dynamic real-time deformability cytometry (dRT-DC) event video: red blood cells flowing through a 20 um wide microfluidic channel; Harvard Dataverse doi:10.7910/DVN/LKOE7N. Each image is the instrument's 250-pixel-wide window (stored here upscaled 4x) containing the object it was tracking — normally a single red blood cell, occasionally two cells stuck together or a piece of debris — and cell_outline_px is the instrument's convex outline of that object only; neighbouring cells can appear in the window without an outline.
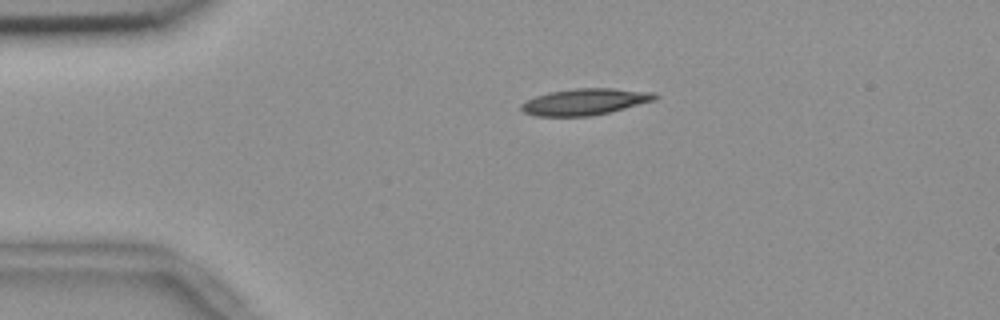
{"species": "common noctule bat (a hibernating species)", "species_latin": "Nyctalus noctula", "temperature_condition": "room temperature", "stored_images_in_passage": 44, "camera_frame_rate_fps": 3000, "um_per_image_px": 0.085, "animal": {"sex": "female", "body_mass_g": 18.4}, "frame": {"image": 1, "passage_image": 1, "time_ms": 0.0, "image_size_px": [1000, 320], "cell_outline_px": [[660, 96], [652, 100], [624, 108], [592, 116], [536, 116], [524, 112], [520, 108], [520, 104], [536, 96], [548, 92], [576, 88], [612, 88], [652, 92]], "centroid_in_image_um": [49.68, 8.65], "position_along_channel_um": 35.3, "area_um2": 20.35}}
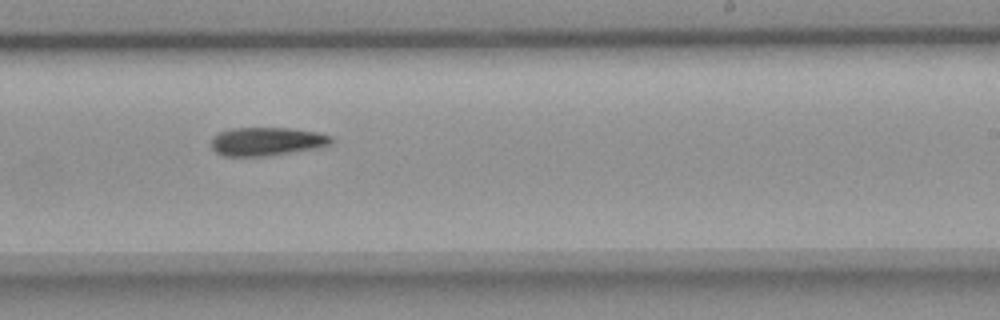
{"frame": {"image": 2, "passage_image": 23, "time_ms": 7.333, "image_size_px": [1000, 320], "cell_outline_px": [[332, 144], [312, 148], [268, 156], [220, 156], [208, 144], [212, 136], [220, 132], [232, 128], [288, 128], [316, 132], [332, 136]], "centroid_in_image_um": [22.58, 12.02], "position_along_channel_um": 266.4, "area_um2": 19.88}}
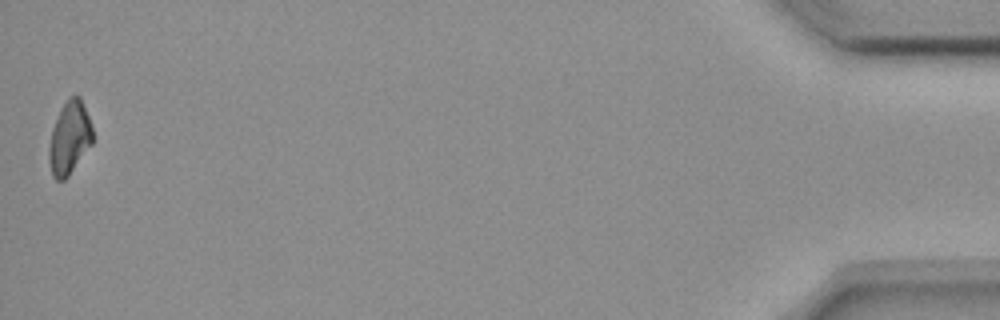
{"frame": {"image": 3, "passage_image": 44, "time_ms": 14.333, "image_size_px": [1000, 320], "cell_outline_px": [[92, 144], [68, 176], [64, 180], [56, 180], [52, 176], [48, 156], [48, 152], [52, 128], [68, 96], [80, 96], [88, 116], [92, 128]], "centroid_in_image_um": [5.9, 11.74], "position_along_channel_um": 429.3, "area_um2": 18.26}, "authors_computed_cell_mechanics": {"area_um2": 19.941, "velocity_mm_per_s": 3.6727, "shape_relaxation_time_tau1_ms": 7.0729, "shape_relaxation_time_tau2_ms": null, "deformation_change_tau1": 0.1529, "deformation_change_tau2": null}}